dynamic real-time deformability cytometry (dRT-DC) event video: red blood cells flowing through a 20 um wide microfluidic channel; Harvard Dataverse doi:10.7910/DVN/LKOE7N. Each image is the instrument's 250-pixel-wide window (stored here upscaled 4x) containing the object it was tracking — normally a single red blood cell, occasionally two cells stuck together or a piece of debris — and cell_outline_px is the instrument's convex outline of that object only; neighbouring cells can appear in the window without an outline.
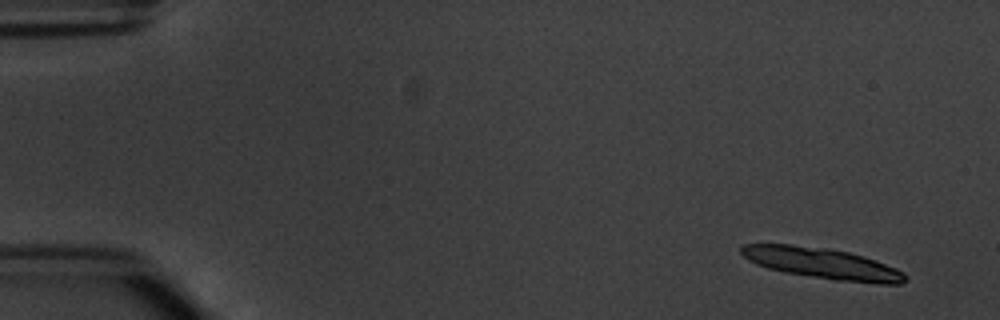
{"species": "common noctule bat (a hibernating species)", "species_latin": "Nyctalus noctula", "temperature_condition": "warm", "stored_images_in_passage": 6, "camera_frame_rate_fps": 3000, "um_per_image_px": 0.085, "animal": {"sex": "male", "body_mass_g": 20.1, "forearm_length_mm": 53.5}, "frame": {"image": 1, "passage_image": 1, "time_ms": 0.0, "image_size_px": [1000, 320], "cell_outline_px": [[908, 280], [900, 284], [880, 284], [832, 280], [784, 272], [768, 268], [756, 264], [748, 260], [740, 252], [740, 248], [744, 244], [792, 244], [824, 248], [848, 252], [864, 256], [876, 260], [896, 268], [904, 272], [908, 276]], "centroid_in_image_um": [69.93, 22.4], "position_along_channel_um": 15.1, "area_um2": 29.71}}